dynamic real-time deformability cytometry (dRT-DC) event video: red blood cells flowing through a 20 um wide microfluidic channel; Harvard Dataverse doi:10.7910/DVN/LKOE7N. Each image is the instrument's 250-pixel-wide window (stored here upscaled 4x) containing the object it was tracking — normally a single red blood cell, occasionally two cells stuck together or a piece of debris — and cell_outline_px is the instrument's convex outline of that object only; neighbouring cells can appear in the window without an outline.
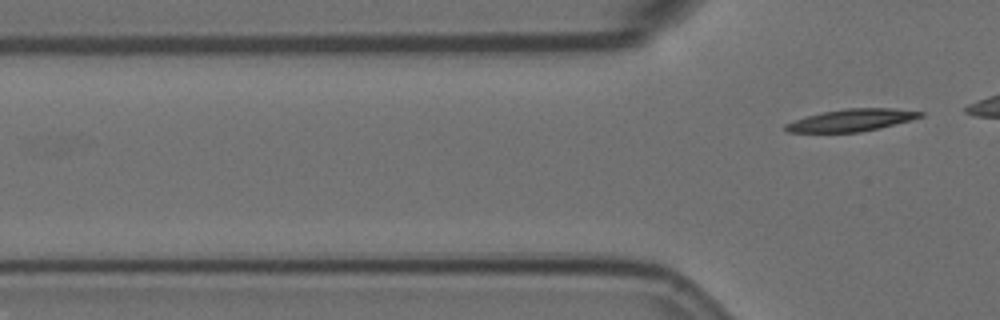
{"species": "Egyptian fruit bat (a non-hibernating species)", "species_latin": "Rousettus aegyptiacus", "temperature_condition": "room temperature", "stored_images_in_passage": 5, "segment_of_instrument_passage": [2, 2], "camera_frame_rate_fps": 3000, "um_per_image_px": 0.085, "animal": {"sex": "female"}, "frame": {"image": 1, "passage_image": 5, "time_ms": 1.333, "image_size_px": [1000, 320], "cell_outline_px": [[924, 116], [912, 120], [880, 128], [860, 132], [788, 132], [784, 128], [784, 124], [792, 120], [824, 112], [844, 108], [892, 108], [924, 112]], "centroid_in_image_um": [72.4, 10.21], "position_along_channel_um": 53.4, "area_um2": 17.46}}